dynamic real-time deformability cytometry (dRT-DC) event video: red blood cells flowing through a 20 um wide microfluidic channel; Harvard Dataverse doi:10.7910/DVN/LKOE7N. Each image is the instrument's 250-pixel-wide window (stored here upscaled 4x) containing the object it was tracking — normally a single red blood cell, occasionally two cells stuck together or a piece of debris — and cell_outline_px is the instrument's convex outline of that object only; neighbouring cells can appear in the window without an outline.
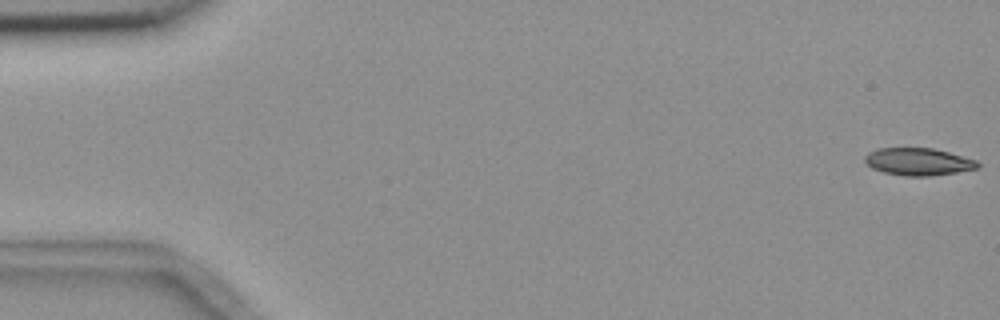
{"species": "common noctule bat (a hibernating species)", "species_latin": "Nyctalus noctula", "temperature_condition": "room temperature", "stored_images_in_passage": 5, "camera_frame_rate_fps": 3000, "um_per_image_px": 0.085, "animal": {"sex": "female", "body_mass_g": 18.4}, "frame": {"image": 1, "passage_image": 1, "time_ms": 0.0, "image_size_px": [1000, 320], "cell_outline_px": [[980, 164], [976, 168], [956, 172], [928, 176], [904, 176], [884, 172], [872, 168], [864, 160], [864, 156], [868, 152], [876, 148], [932, 148], [948, 152], [976, 160]], "centroid_in_image_um": [78.01, 13.74], "position_along_channel_um": 7.0, "area_um2": 17.86}}
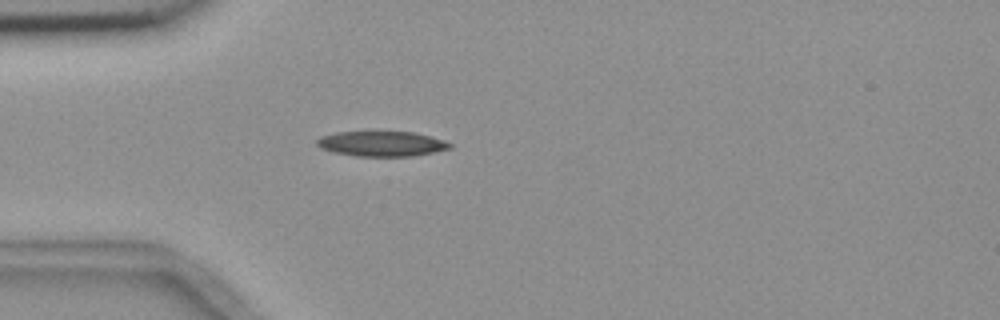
{"frame": {"image": 2, "passage_image": 5, "time_ms": 5.0, "image_size_px": [1000, 320], "cell_outline_px": [[452, 148], [412, 156], [356, 156], [332, 152], [320, 148], [316, 144], [316, 140], [320, 136], [336, 132], [412, 132], [444, 140], [452, 144]], "centroid_in_image_um": [32.39, 12.22], "position_along_channel_um": 52.6, "area_um2": 19.36}}